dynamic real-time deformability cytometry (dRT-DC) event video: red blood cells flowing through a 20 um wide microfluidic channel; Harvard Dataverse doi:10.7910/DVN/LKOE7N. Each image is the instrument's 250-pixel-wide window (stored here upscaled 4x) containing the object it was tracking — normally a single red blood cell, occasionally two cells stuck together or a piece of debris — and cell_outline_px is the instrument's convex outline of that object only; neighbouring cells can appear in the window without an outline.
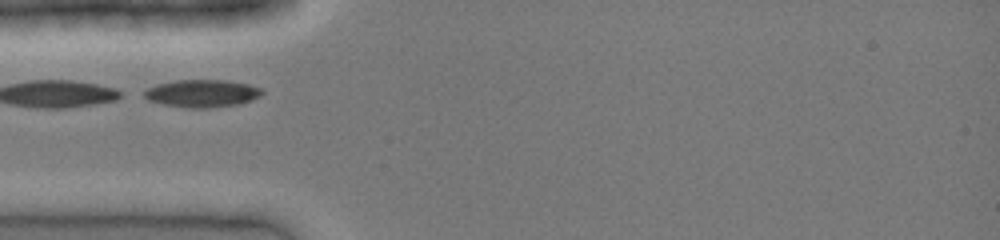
{"species": "common noctule bat (a hibernating species)", "species_latin": "Nyctalus noctula", "temperature_condition": "cold", "stored_images_in_passage": 5, "camera_frame_rate_fps": 3000, "um_per_image_px": 0.085, "animal": {"sex": "female", "body_mass_g": 19.0, "forearm_length_mm": 51.5}, "frame": {"image": 1, "passage_image": 1, "time_ms": 0.0, "image_size_px": [1000, 240], "cell_outline_px": [[264, 92], [260, 96], [252, 100], [240, 104], [208, 108], [188, 108], [164, 104], [148, 100], [140, 96], [148, 88], [156, 84], [176, 80], [224, 80], [248, 84], [260, 88]], "centroid_in_image_um": [17.15, 7.94], "position_along_channel_um": 67.8, "area_um2": 19.02}}